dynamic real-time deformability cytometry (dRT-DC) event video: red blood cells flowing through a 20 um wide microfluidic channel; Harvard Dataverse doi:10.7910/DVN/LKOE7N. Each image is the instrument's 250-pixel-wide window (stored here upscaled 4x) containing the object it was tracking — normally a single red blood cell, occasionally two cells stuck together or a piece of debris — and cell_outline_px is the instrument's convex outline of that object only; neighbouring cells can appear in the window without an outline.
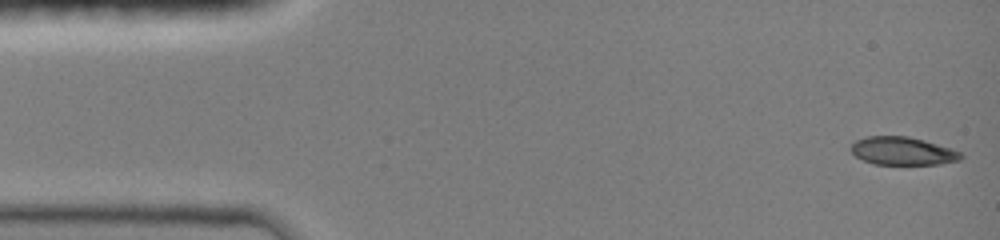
{"species": "common noctule bat (a hibernating species)", "species_latin": "Nyctalus noctula", "temperature_condition": "room temperature", "stored_images_in_passage": 6, "camera_frame_rate_fps": 3000, "um_per_image_px": 0.085, "animal": {"sex": "female", "body_mass_g": 19.0, "forearm_length_mm": 51.5}, "frame": {"image": 1, "passage_image": 1, "time_ms": 0.0, "image_size_px": [1000, 240], "cell_outline_px": [[964, 156], [960, 160], [936, 164], [876, 164], [864, 160], [856, 156], [852, 152], [852, 144], [856, 140], [868, 136], [908, 136], [924, 140], [960, 152]], "centroid_in_image_um": [76.72, 12.83], "position_along_channel_um": 8.3, "area_um2": 17.63}}
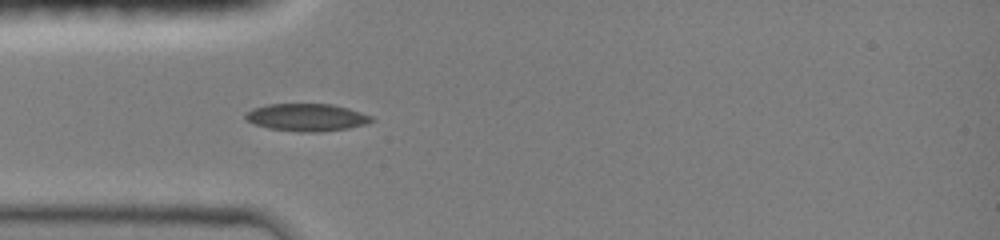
{"frame": {"image": 2, "passage_image": 6, "time_ms": 4.0, "image_size_px": [1000, 240], "cell_outline_px": [[372, 120], [364, 124], [348, 128], [312, 132], [300, 132], [268, 128], [256, 124], [248, 120], [244, 116], [252, 108], [268, 104], [332, 104], [348, 108], [372, 116]], "centroid_in_image_um": [26.05, 9.97], "position_along_channel_um": 59.0, "area_um2": 19.83}}